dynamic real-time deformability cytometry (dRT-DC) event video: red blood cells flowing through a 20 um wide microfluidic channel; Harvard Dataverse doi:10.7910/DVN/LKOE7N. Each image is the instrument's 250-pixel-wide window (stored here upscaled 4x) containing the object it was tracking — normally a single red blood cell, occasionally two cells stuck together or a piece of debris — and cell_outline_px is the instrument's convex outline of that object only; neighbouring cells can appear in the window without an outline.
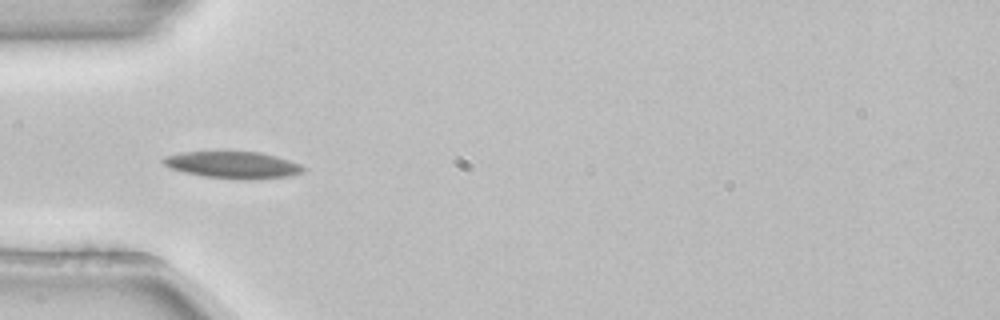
{"species": "common noctule bat (a hibernating species)", "species_latin": "Nyctalus noctula", "temperature_condition": "room temperature", "stored_images_in_passage": 52, "camera_frame_rate_fps": 3000, "um_per_image_px": 0.085, "animal": {"sex": "female", "body_mass_g": 22.7, "forearm_length_mm": 54.2}, "frame": {"image": 1, "passage_image": 16, "time_ms": 5.0, "image_size_px": [1000, 320], "cell_outline_px": [[308, 168], [304, 172], [288, 176], [256, 180], [240, 180], [204, 176], [184, 172], [168, 168], [160, 160], [164, 156], [184, 152], [260, 152], [276, 156], [300, 164]], "centroid_in_image_um": [19.82, 14.03], "position_along_channel_um": 65.2, "area_um2": 22.14}}